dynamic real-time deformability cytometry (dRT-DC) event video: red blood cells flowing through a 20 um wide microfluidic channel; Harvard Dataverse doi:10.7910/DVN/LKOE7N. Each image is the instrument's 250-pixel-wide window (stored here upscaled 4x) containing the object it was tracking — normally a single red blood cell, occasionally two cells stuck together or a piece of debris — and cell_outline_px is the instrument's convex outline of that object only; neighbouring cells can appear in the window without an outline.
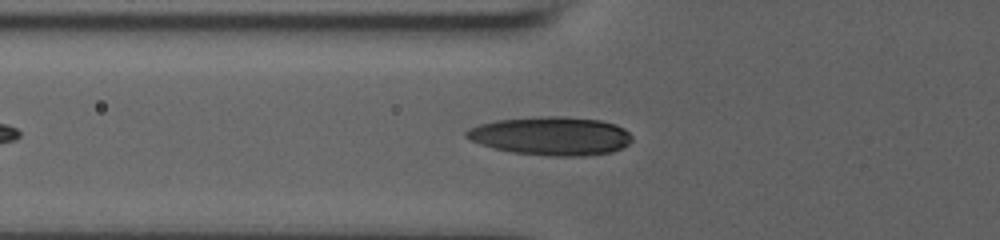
{"species": "human", "species_latin": "Homo sapiens", "temperature_condition": "room temperature", "stored_images_in_passage": 35, "camera_frame_rate_fps": 3000, "um_per_image_px": 0.085, "donor": {"sex": "male"}, "frame": {"image": 1, "passage_image": 7, "time_ms": 2.0, "image_size_px": [1000, 240], "cell_outline_px": [[632, 140], [628, 144], [612, 152], [584, 156], [552, 156], [512, 152], [492, 148], [480, 144], [464, 136], [464, 132], [468, 128], [480, 124], [496, 120], [540, 116], [564, 116], [600, 120], [616, 124], [624, 128], [632, 136]], "centroid_in_image_um": [46.83, 11.55], "position_along_channel_um": 79.0, "area_um2": 37.34}}
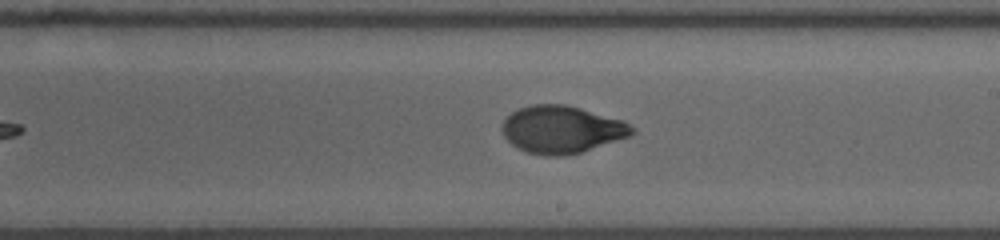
{"frame": {"image": 2, "passage_image": 20, "time_ms": 6.333, "image_size_px": [1000, 240], "cell_outline_px": [[636, 132], [632, 136], [580, 152], [564, 156], [544, 156], [528, 152], [516, 148], [504, 136], [500, 128], [504, 120], [512, 112], [520, 108], [532, 104], [564, 104], [580, 108], [624, 120], [636, 128]], "centroid_in_image_um": [47.77, 11.01], "position_along_channel_um": 241.2, "area_um2": 36.13}}
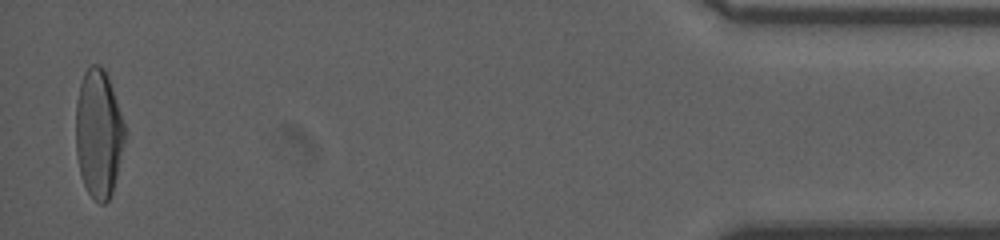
{"frame": {"image": 3, "passage_image": 35, "time_ms": 11.333, "image_size_px": [1000, 240], "cell_outline_px": [[124, 140], [116, 176], [112, 192], [108, 200], [104, 204], [100, 204], [88, 192], [84, 184], [80, 172], [76, 152], [76, 104], [80, 84], [84, 72], [92, 64], [100, 64], [104, 68], [108, 76], [124, 124]], "centroid_in_image_um": [8.36, 11.33], "position_along_channel_um": 426.8, "area_um2": 36.13}, "authors_computed_cell_mechanics": {"area_um2": 35.547, "velocity_mm_per_s": 3.7388, "shape_relaxation_time_tau1_ms": 4.9964, "shape_relaxation_time_tau2_ms": 0.9031, "deformation_change_tau1": 0.2222, "deformation_change_tau2": 0.0512}}